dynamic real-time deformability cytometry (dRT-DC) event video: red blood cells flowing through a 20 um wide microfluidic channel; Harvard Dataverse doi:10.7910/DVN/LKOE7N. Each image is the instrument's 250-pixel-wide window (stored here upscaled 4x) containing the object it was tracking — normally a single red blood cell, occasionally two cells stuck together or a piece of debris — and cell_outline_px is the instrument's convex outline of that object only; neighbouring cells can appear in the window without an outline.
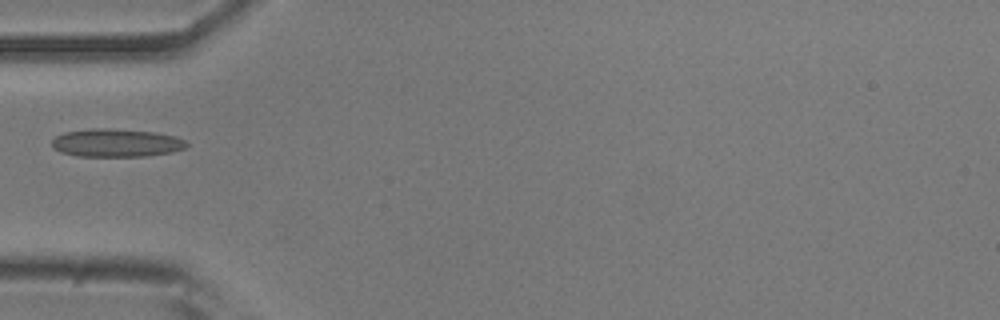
{"species": "common noctule bat (a hibernating species)", "species_latin": "Nyctalus noctula", "temperature_condition": "room temperature", "stored_images_in_passage": 36, "camera_frame_rate_fps": 3000, "um_per_image_px": 0.085, "animal": {"sex": "male", "body_mass_g": 20.5, "forearm_length_mm": 52.5}, "frame": {"image": 1, "passage_image": 1, "time_ms": 0.0, "image_size_px": [1000, 320], "cell_outline_px": [[188, 144], [184, 148], [172, 152], [148, 156], [76, 156], [60, 152], [52, 148], [52, 140], [56, 136], [64, 132], [92, 128], [104, 128], [156, 132], [176, 136], [184, 140]], "centroid_in_image_um": [9.86, 12.14], "position_along_channel_um": 75.1, "area_um2": 22.14}}
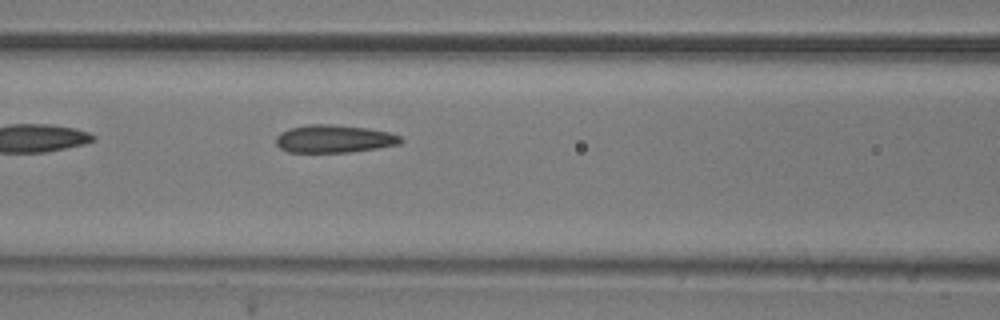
{"frame": {"image": 2, "passage_image": 6, "time_ms": 1.667, "image_size_px": [1000, 320], "cell_outline_px": [[404, 140], [400, 144], [352, 152], [288, 152], [280, 148], [276, 144], [276, 136], [280, 132], [288, 128], [308, 124], [332, 124], [368, 128], [392, 132], [400, 136]], "centroid_in_image_um": [28.4, 11.79], "position_along_channel_um": 138.2, "area_um2": 20.46}}